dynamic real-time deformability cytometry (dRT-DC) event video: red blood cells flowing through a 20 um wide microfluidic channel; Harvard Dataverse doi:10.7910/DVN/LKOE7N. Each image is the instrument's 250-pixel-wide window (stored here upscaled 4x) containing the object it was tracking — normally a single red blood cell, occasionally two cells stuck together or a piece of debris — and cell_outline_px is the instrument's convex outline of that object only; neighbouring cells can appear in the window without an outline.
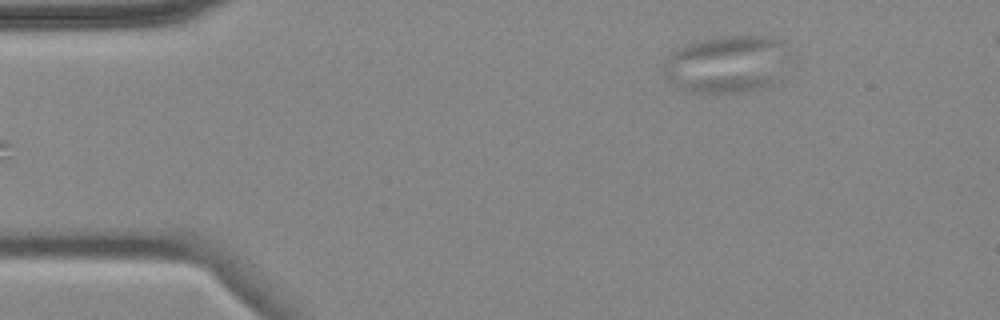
{"species": "common noctule bat (a hibernating species)", "species_latin": "Nyctalus noctula", "temperature_condition": "cold", "stored_images_in_passage": 4, "camera_frame_rate_fps": 3000, "um_per_image_px": 0.085, "animal": {"sex": "female", "body_mass_g": 18.4}, "frame": {"image": 1, "passage_image": 4, "time_ms": 3.667, "image_size_px": [1000, 320], "cell_outline_px": [[792, 48], [780, 80], [756, 88], [732, 92], [692, 92], [672, 84], [664, 76], [664, 64], [668, 56], [676, 48], [700, 40], [724, 36], [772, 36], [784, 40]], "centroid_in_image_um": [61.85, 5.41], "position_along_channel_um": 23.2, "area_um2": 42.37}}